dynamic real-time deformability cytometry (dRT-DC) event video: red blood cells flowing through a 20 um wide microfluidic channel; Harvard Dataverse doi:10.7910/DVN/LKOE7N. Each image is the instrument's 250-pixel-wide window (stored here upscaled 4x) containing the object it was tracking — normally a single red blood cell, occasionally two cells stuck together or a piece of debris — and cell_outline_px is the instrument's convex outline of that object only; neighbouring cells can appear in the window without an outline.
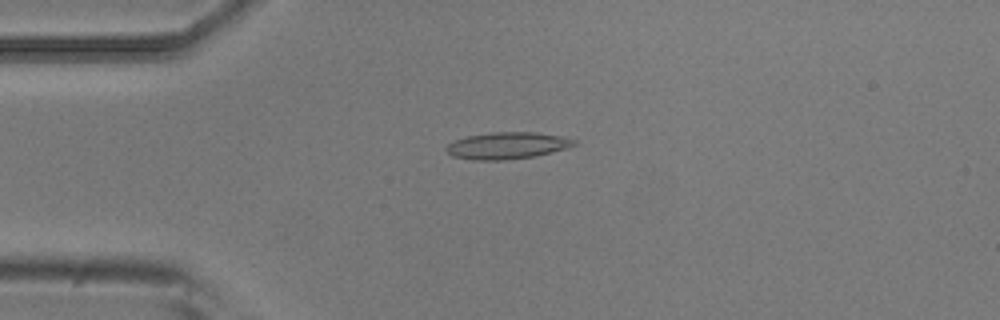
{"species": "common noctule bat (a hibernating species)", "species_latin": "Nyctalus noctula", "temperature_condition": "room temperature", "stored_images_in_passage": 4, "camera_frame_rate_fps": 3000, "um_per_image_px": 0.085, "animal": {"sex": "male", "body_mass_g": 20.5, "forearm_length_mm": 52.5}, "frame": {"image": 1, "passage_image": 3, "time_ms": 0.667, "image_size_px": [1000, 320], "cell_outline_px": [[576, 144], [568, 148], [536, 156], [508, 160], [472, 160], [452, 156], [444, 148], [448, 144], [456, 140], [468, 136], [492, 132], [536, 132], [560, 136], [576, 140]], "centroid_in_image_um": [43.12, 12.38], "position_along_channel_um": 41.9, "area_um2": 20.0}}